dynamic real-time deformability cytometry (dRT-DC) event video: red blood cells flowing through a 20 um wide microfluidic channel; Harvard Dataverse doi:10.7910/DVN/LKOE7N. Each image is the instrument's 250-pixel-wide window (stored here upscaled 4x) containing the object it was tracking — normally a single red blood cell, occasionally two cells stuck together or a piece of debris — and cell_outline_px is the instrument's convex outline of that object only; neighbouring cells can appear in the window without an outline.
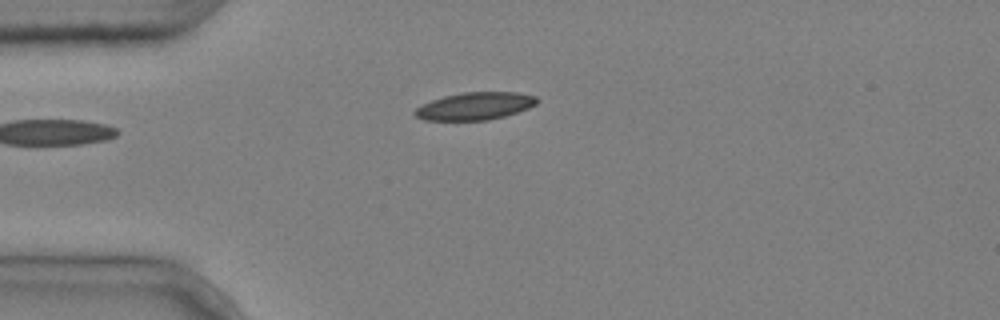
{"species": "common noctule bat (a hibernating species)", "species_latin": "Nyctalus noctula", "temperature_condition": "cold", "stored_images_in_passage": 3, "camera_frame_rate_fps": 3000, "um_per_image_px": 0.085, "animal": {"sex": "male", "body_mass_g": 20.4}, "frame": {"image": 1, "passage_image": 1, "time_ms": 0.0, "image_size_px": [1000, 320], "cell_outline_px": [[540, 100], [536, 104], [528, 108], [504, 116], [488, 120], [424, 120], [416, 116], [412, 112], [416, 108], [432, 100], [444, 96], [464, 92], [516, 92], [536, 96]], "centroid_in_image_um": [40.39, 9.01], "position_along_channel_um": 44.6, "area_um2": 19.48}}
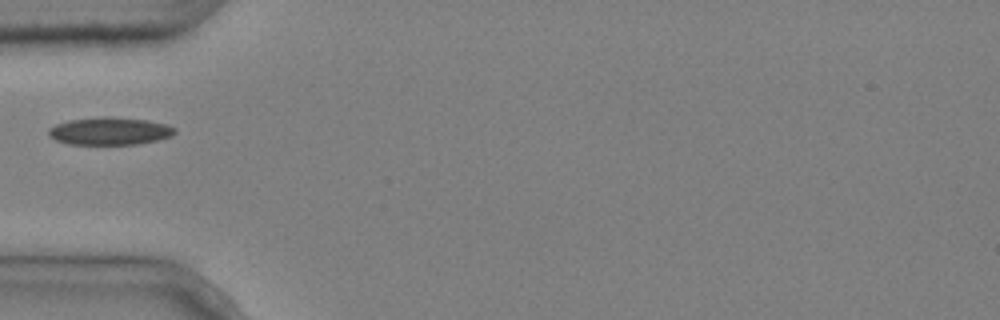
{"frame": {"image": 2, "passage_image": 2, "time_ms": 0.333, "image_size_px": [1000, 320], "cell_outline_px": [[176, 132], [172, 136], [156, 140], [136, 144], [68, 144], [56, 140], [48, 136], [48, 128], [56, 124], [68, 120], [100, 116], [108, 116], [148, 120], [168, 124], [176, 128]], "centroid_in_image_um": [9.32, 11.13], "position_along_channel_um": 75.7, "area_um2": 20.52}}